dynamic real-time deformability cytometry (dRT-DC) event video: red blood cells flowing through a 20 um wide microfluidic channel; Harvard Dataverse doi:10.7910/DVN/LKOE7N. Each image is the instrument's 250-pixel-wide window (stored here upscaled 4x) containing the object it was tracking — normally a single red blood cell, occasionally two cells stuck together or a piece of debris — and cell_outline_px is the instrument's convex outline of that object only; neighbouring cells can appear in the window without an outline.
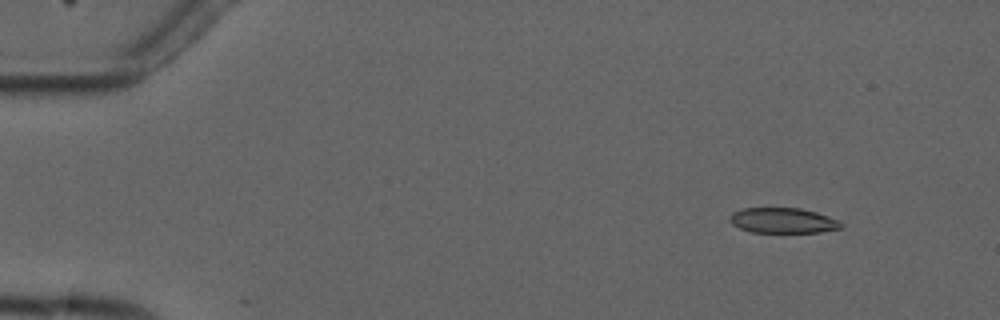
{"species": "common noctule bat (a hibernating species)", "species_latin": "Nyctalus noctula", "temperature_condition": "cold", "stored_images_in_passage": 6, "camera_frame_rate_fps": 3000, "um_per_image_px": 0.085, "animal": {"sex": "male", "forearm_length_mm": 52.5}, "frame": {"image": 1, "passage_image": 2, "time_ms": 1.0, "image_size_px": [1000, 320], "cell_outline_px": [[844, 224], [840, 228], [820, 232], [752, 232], [740, 228], [732, 224], [728, 220], [728, 216], [732, 212], [744, 208], [800, 208], [816, 212], [840, 220]], "centroid_in_image_um": [66.53, 18.74], "position_along_channel_um": 18.5, "area_um2": 16.47}}
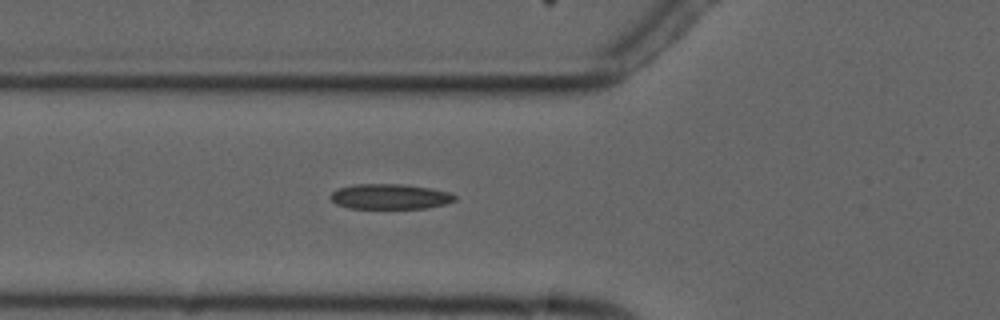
{"frame": {"image": 2, "passage_image": 6, "time_ms": 5.667, "image_size_px": [1000, 320], "cell_outline_px": [[456, 200], [444, 204], [428, 208], [348, 208], [336, 204], [328, 196], [336, 188], [356, 184], [400, 184], [428, 188], [448, 192], [456, 196]], "centroid_in_image_um": [33.09, 16.71], "position_along_channel_um": 92.7, "area_um2": 18.21}}